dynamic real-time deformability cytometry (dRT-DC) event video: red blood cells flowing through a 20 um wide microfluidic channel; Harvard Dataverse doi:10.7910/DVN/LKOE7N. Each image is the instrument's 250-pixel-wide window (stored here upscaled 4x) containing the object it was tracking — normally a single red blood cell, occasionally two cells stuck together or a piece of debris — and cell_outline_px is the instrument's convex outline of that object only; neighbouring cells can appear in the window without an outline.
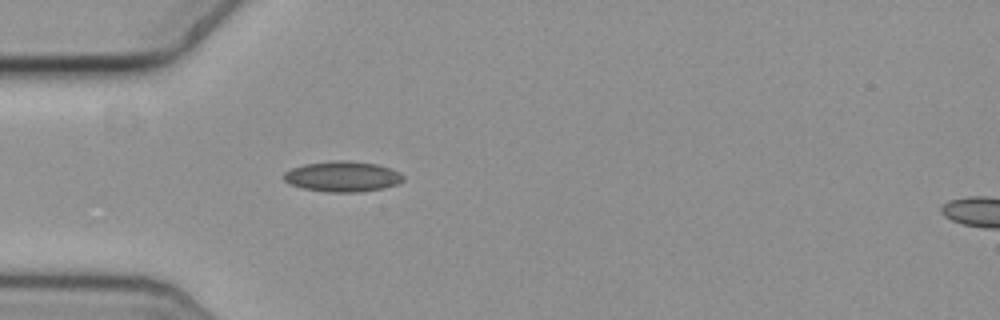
{"species": "common noctule bat (a hibernating species)", "species_latin": "Nyctalus noctula", "temperature_condition": "cold", "stored_images_in_passage": 38, "camera_frame_rate_fps": 3000, "um_per_image_px": 0.085, "animal": {"sex": "female", "body_mass_g": 19.3, "forearm_length_mm": 54.1}, "frame": {"image": 1, "passage_image": 1, "time_ms": 0.0, "image_size_px": [1000, 320], "cell_outline_px": [[404, 180], [396, 184], [384, 188], [360, 192], [324, 192], [304, 188], [292, 184], [284, 180], [284, 172], [292, 168], [304, 164], [332, 160], [348, 160], [376, 164], [400, 172], [404, 176]], "centroid_in_image_um": [29.12, 15.0], "position_along_channel_um": 55.9, "area_um2": 21.21}}
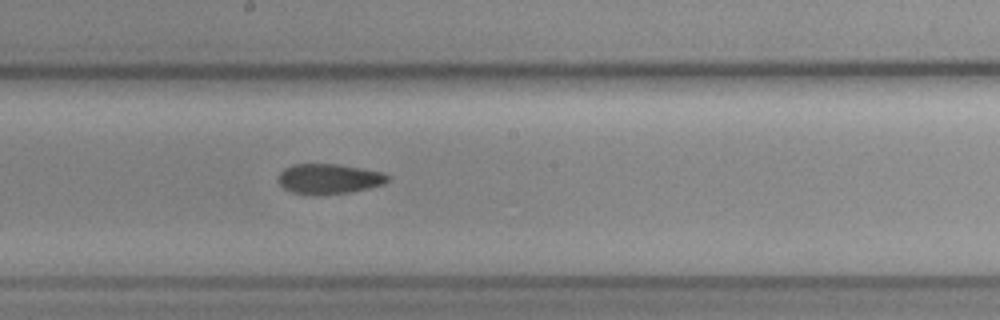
{"frame": {"image": 2, "passage_image": 15, "time_ms": 4.667, "image_size_px": [1000, 320], "cell_outline_px": [[388, 180], [384, 184], [352, 192], [324, 196], [308, 196], [292, 192], [284, 188], [276, 180], [276, 176], [284, 168], [292, 164], [336, 164], [360, 168], [380, 172], [388, 176]], "centroid_in_image_um": [27.88, 15.23], "position_along_channel_um": 220.3, "area_um2": 19.59}}
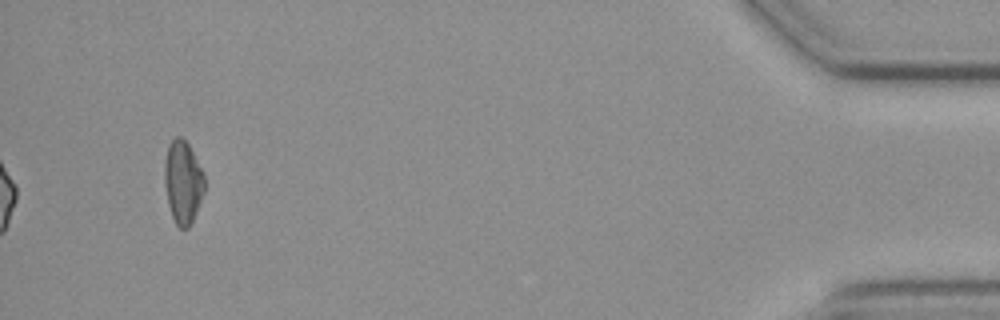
{"frame": {"image": 3, "passage_image": 38, "time_ms": 12.333, "image_size_px": [1000, 320], "cell_outline_px": [[204, 192], [196, 212], [188, 228], [180, 228], [176, 224], [172, 216], [168, 204], [164, 184], [164, 164], [168, 144], [176, 136], [180, 136], [188, 144], [204, 176]], "centroid_in_image_um": [15.52, 15.48], "position_along_channel_um": 419.7, "area_um2": 19.07}}